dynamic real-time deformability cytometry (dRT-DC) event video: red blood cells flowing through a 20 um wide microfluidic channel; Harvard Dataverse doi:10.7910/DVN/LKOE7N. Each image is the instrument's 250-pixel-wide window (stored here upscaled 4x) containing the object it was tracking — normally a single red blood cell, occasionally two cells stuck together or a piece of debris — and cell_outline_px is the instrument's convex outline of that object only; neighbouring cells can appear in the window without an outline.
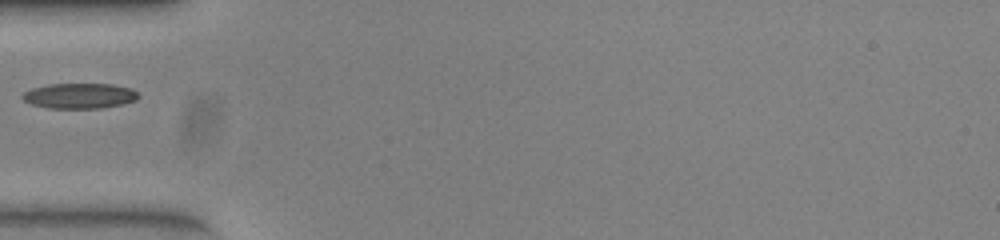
{"species": "common noctule bat (a hibernating species)", "species_latin": "Nyctalus noctula", "temperature_condition": "warm", "stored_images_in_passage": 36, "camera_frame_rate_fps": 3000, "um_per_image_px": 0.085, "animal": {"sex": "female", "body_mass_g": 23.0, "forearm_length_mm": 53.4}, "frame": {"image": 1, "passage_image": 1, "time_ms": 0.0, "image_size_px": [1000, 240], "cell_outline_px": [[140, 96], [136, 100], [124, 104], [100, 108], [48, 108], [32, 104], [24, 100], [20, 96], [24, 92], [32, 88], [48, 84], [112, 84], [132, 88]], "centroid_in_image_um": [6.77, 8.14], "position_along_channel_um": 78.2, "area_um2": 17.17}}
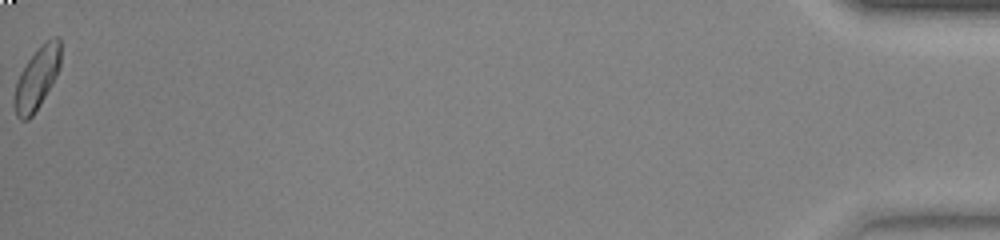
{"frame": {"image": 2, "passage_image": 36, "time_ms": 11.667, "image_size_px": [1000, 240], "cell_outline_px": [[60, 64], [56, 76], [40, 104], [32, 116], [28, 120], [20, 120], [16, 116], [12, 104], [12, 100], [16, 80], [20, 72], [28, 60], [48, 40], [56, 36], [60, 36]], "centroid_in_image_um": [3.09, 6.72], "position_along_channel_um": 432.1, "area_um2": 16.65}}